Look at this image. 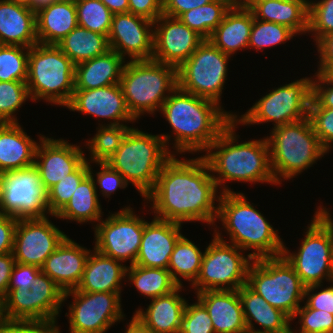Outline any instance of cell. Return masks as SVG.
<instances>
[{
  "instance_id": "obj_41",
  "label": "cell",
  "mask_w": 333,
  "mask_h": 333,
  "mask_svg": "<svg viewBox=\"0 0 333 333\" xmlns=\"http://www.w3.org/2000/svg\"><path fill=\"white\" fill-rule=\"evenodd\" d=\"M89 174V160H86L71 174L66 175L47 191L49 215L56 216L69 202L80 182Z\"/></svg>"
},
{
  "instance_id": "obj_22",
  "label": "cell",
  "mask_w": 333,
  "mask_h": 333,
  "mask_svg": "<svg viewBox=\"0 0 333 333\" xmlns=\"http://www.w3.org/2000/svg\"><path fill=\"white\" fill-rule=\"evenodd\" d=\"M182 224L155 218L144 220L141 246L135 265L167 269L174 246L183 235Z\"/></svg>"
},
{
  "instance_id": "obj_43",
  "label": "cell",
  "mask_w": 333,
  "mask_h": 333,
  "mask_svg": "<svg viewBox=\"0 0 333 333\" xmlns=\"http://www.w3.org/2000/svg\"><path fill=\"white\" fill-rule=\"evenodd\" d=\"M296 33L289 27L273 22H265L254 18L250 34L248 48L264 50L266 47H273L278 44H284L285 41L291 40Z\"/></svg>"
},
{
  "instance_id": "obj_47",
  "label": "cell",
  "mask_w": 333,
  "mask_h": 333,
  "mask_svg": "<svg viewBox=\"0 0 333 333\" xmlns=\"http://www.w3.org/2000/svg\"><path fill=\"white\" fill-rule=\"evenodd\" d=\"M309 32L313 33L316 44L324 36L333 33V0L309 1Z\"/></svg>"
},
{
  "instance_id": "obj_65",
  "label": "cell",
  "mask_w": 333,
  "mask_h": 333,
  "mask_svg": "<svg viewBox=\"0 0 333 333\" xmlns=\"http://www.w3.org/2000/svg\"><path fill=\"white\" fill-rule=\"evenodd\" d=\"M8 1L28 7L32 10V0H8Z\"/></svg>"
},
{
  "instance_id": "obj_4",
  "label": "cell",
  "mask_w": 333,
  "mask_h": 333,
  "mask_svg": "<svg viewBox=\"0 0 333 333\" xmlns=\"http://www.w3.org/2000/svg\"><path fill=\"white\" fill-rule=\"evenodd\" d=\"M217 202V220H221L231 244L243 251L253 250L249 253L253 260L282 255L284 242L278 235V230L273 229L243 193H220Z\"/></svg>"
},
{
  "instance_id": "obj_39",
  "label": "cell",
  "mask_w": 333,
  "mask_h": 333,
  "mask_svg": "<svg viewBox=\"0 0 333 333\" xmlns=\"http://www.w3.org/2000/svg\"><path fill=\"white\" fill-rule=\"evenodd\" d=\"M232 6L233 4L229 0H214L186 11L178 18L204 40H208Z\"/></svg>"
},
{
  "instance_id": "obj_38",
  "label": "cell",
  "mask_w": 333,
  "mask_h": 333,
  "mask_svg": "<svg viewBox=\"0 0 333 333\" xmlns=\"http://www.w3.org/2000/svg\"><path fill=\"white\" fill-rule=\"evenodd\" d=\"M203 254L204 251L201 252L200 248L185 236L182 235L179 238L171 253L167 268L173 280L179 286H183L179 276L191 282L190 285L196 281L200 272Z\"/></svg>"
},
{
  "instance_id": "obj_32",
  "label": "cell",
  "mask_w": 333,
  "mask_h": 333,
  "mask_svg": "<svg viewBox=\"0 0 333 333\" xmlns=\"http://www.w3.org/2000/svg\"><path fill=\"white\" fill-rule=\"evenodd\" d=\"M77 26L75 3L55 1L36 12L38 43L57 45Z\"/></svg>"
},
{
  "instance_id": "obj_27",
  "label": "cell",
  "mask_w": 333,
  "mask_h": 333,
  "mask_svg": "<svg viewBox=\"0 0 333 333\" xmlns=\"http://www.w3.org/2000/svg\"><path fill=\"white\" fill-rule=\"evenodd\" d=\"M37 146L19 123H0V173L34 166Z\"/></svg>"
},
{
  "instance_id": "obj_26",
  "label": "cell",
  "mask_w": 333,
  "mask_h": 333,
  "mask_svg": "<svg viewBox=\"0 0 333 333\" xmlns=\"http://www.w3.org/2000/svg\"><path fill=\"white\" fill-rule=\"evenodd\" d=\"M37 43L36 12L8 0H0V45L30 48Z\"/></svg>"
},
{
  "instance_id": "obj_60",
  "label": "cell",
  "mask_w": 333,
  "mask_h": 333,
  "mask_svg": "<svg viewBox=\"0 0 333 333\" xmlns=\"http://www.w3.org/2000/svg\"><path fill=\"white\" fill-rule=\"evenodd\" d=\"M15 263L16 262L13 253L0 255V300L1 301L7 295L10 276Z\"/></svg>"
},
{
  "instance_id": "obj_46",
  "label": "cell",
  "mask_w": 333,
  "mask_h": 333,
  "mask_svg": "<svg viewBox=\"0 0 333 333\" xmlns=\"http://www.w3.org/2000/svg\"><path fill=\"white\" fill-rule=\"evenodd\" d=\"M3 319L34 321V297L30 289H13L2 300Z\"/></svg>"
},
{
  "instance_id": "obj_9",
  "label": "cell",
  "mask_w": 333,
  "mask_h": 333,
  "mask_svg": "<svg viewBox=\"0 0 333 333\" xmlns=\"http://www.w3.org/2000/svg\"><path fill=\"white\" fill-rule=\"evenodd\" d=\"M316 213V214H315ZM298 251L291 253L283 244L282 256L293 267L305 286L333 284V219L330 211L319 206Z\"/></svg>"
},
{
  "instance_id": "obj_69",
  "label": "cell",
  "mask_w": 333,
  "mask_h": 333,
  "mask_svg": "<svg viewBox=\"0 0 333 333\" xmlns=\"http://www.w3.org/2000/svg\"><path fill=\"white\" fill-rule=\"evenodd\" d=\"M291 328H292V327H291V325H290L289 330H288L287 333H294V332H295V330L293 331V329H291ZM298 333H306V332H303V331L298 330Z\"/></svg>"
},
{
  "instance_id": "obj_10",
  "label": "cell",
  "mask_w": 333,
  "mask_h": 333,
  "mask_svg": "<svg viewBox=\"0 0 333 333\" xmlns=\"http://www.w3.org/2000/svg\"><path fill=\"white\" fill-rule=\"evenodd\" d=\"M247 285L292 321L305 299L306 286L282 255L253 260L248 269Z\"/></svg>"
},
{
  "instance_id": "obj_19",
  "label": "cell",
  "mask_w": 333,
  "mask_h": 333,
  "mask_svg": "<svg viewBox=\"0 0 333 333\" xmlns=\"http://www.w3.org/2000/svg\"><path fill=\"white\" fill-rule=\"evenodd\" d=\"M154 22L145 17L127 13H116L112 16L108 43L123 58L130 61L152 59Z\"/></svg>"
},
{
  "instance_id": "obj_7",
  "label": "cell",
  "mask_w": 333,
  "mask_h": 333,
  "mask_svg": "<svg viewBox=\"0 0 333 333\" xmlns=\"http://www.w3.org/2000/svg\"><path fill=\"white\" fill-rule=\"evenodd\" d=\"M266 138L272 173L279 185L282 178L288 180L296 177L328 153L321 146L309 116L272 128L270 136Z\"/></svg>"
},
{
  "instance_id": "obj_35",
  "label": "cell",
  "mask_w": 333,
  "mask_h": 333,
  "mask_svg": "<svg viewBox=\"0 0 333 333\" xmlns=\"http://www.w3.org/2000/svg\"><path fill=\"white\" fill-rule=\"evenodd\" d=\"M57 46L75 65L110 50L107 36L80 26L75 27Z\"/></svg>"
},
{
  "instance_id": "obj_15",
  "label": "cell",
  "mask_w": 333,
  "mask_h": 333,
  "mask_svg": "<svg viewBox=\"0 0 333 333\" xmlns=\"http://www.w3.org/2000/svg\"><path fill=\"white\" fill-rule=\"evenodd\" d=\"M72 295L69 305L70 333H106L108 328L124 320L121 308V293L83 292L70 290L64 292V301Z\"/></svg>"
},
{
  "instance_id": "obj_28",
  "label": "cell",
  "mask_w": 333,
  "mask_h": 333,
  "mask_svg": "<svg viewBox=\"0 0 333 333\" xmlns=\"http://www.w3.org/2000/svg\"><path fill=\"white\" fill-rule=\"evenodd\" d=\"M182 288L179 286L167 295L150 299L147 309L139 308L134 316L155 333H180L188 302L179 294Z\"/></svg>"
},
{
  "instance_id": "obj_49",
  "label": "cell",
  "mask_w": 333,
  "mask_h": 333,
  "mask_svg": "<svg viewBox=\"0 0 333 333\" xmlns=\"http://www.w3.org/2000/svg\"><path fill=\"white\" fill-rule=\"evenodd\" d=\"M180 333H215L208 311L198 299L186 304Z\"/></svg>"
},
{
  "instance_id": "obj_33",
  "label": "cell",
  "mask_w": 333,
  "mask_h": 333,
  "mask_svg": "<svg viewBox=\"0 0 333 333\" xmlns=\"http://www.w3.org/2000/svg\"><path fill=\"white\" fill-rule=\"evenodd\" d=\"M250 10L256 19L285 25L299 35L308 33L309 0H265Z\"/></svg>"
},
{
  "instance_id": "obj_14",
  "label": "cell",
  "mask_w": 333,
  "mask_h": 333,
  "mask_svg": "<svg viewBox=\"0 0 333 333\" xmlns=\"http://www.w3.org/2000/svg\"><path fill=\"white\" fill-rule=\"evenodd\" d=\"M131 207H124L100 220L93 228L98 252L120 262L135 264L144 231V219L134 214Z\"/></svg>"
},
{
  "instance_id": "obj_13",
  "label": "cell",
  "mask_w": 333,
  "mask_h": 333,
  "mask_svg": "<svg viewBox=\"0 0 333 333\" xmlns=\"http://www.w3.org/2000/svg\"><path fill=\"white\" fill-rule=\"evenodd\" d=\"M229 58L230 55L223 53L209 40H204L177 68L178 88L221 105Z\"/></svg>"
},
{
  "instance_id": "obj_6",
  "label": "cell",
  "mask_w": 333,
  "mask_h": 333,
  "mask_svg": "<svg viewBox=\"0 0 333 333\" xmlns=\"http://www.w3.org/2000/svg\"><path fill=\"white\" fill-rule=\"evenodd\" d=\"M119 85L129 113L137 120L142 114L154 115L160 111L164 101L178 87L177 68L153 59L129 60Z\"/></svg>"
},
{
  "instance_id": "obj_3",
  "label": "cell",
  "mask_w": 333,
  "mask_h": 333,
  "mask_svg": "<svg viewBox=\"0 0 333 333\" xmlns=\"http://www.w3.org/2000/svg\"><path fill=\"white\" fill-rule=\"evenodd\" d=\"M237 125L239 124L233 119L203 155L217 188L220 186L222 190L219 193L234 192L225 187L228 186L225 185L226 181L277 185L271 169L267 138L238 144L239 135L234 130Z\"/></svg>"
},
{
  "instance_id": "obj_66",
  "label": "cell",
  "mask_w": 333,
  "mask_h": 333,
  "mask_svg": "<svg viewBox=\"0 0 333 333\" xmlns=\"http://www.w3.org/2000/svg\"><path fill=\"white\" fill-rule=\"evenodd\" d=\"M3 188H4V174L0 173V213H1V204L3 199Z\"/></svg>"
},
{
  "instance_id": "obj_44",
  "label": "cell",
  "mask_w": 333,
  "mask_h": 333,
  "mask_svg": "<svg viewBox=\"0 0 333 333\" xmlns=\"http://www.w3.org/2000/svg\"><path fill=\"white\" fill-rule=\"evenodd\" d=\"M29 48L0 45V82H26Z\"/></svg>"
},
{
  "instance_id": "obj_29",
  "label": "cell",
  "mask_w": 333,
  "mask_h": 333,
  "mask_svg": "<svg viewBox=\"0 0 333 333\" xmlns=\"http://www.w3.org/2000/svg\"><path fill=\"white\" fill-rule=\"evenodd\" d=\"M247 330L253 333H287L292 319L281 310L272 307L247 284L239 290ZM253 321L263 329H256Z\"/></svg>"
},
{
  "instance_id": "obj_70",
  "label": "cell",
  "mask_w": 333,
  "mask_h": 333,
  "mask_svg": "<svg viewBox=\"0 0 333 333\" xmlns=\"http://www.w3.org/2000/svg\"><path fill=\"white\" fill-rule=\"evenodd\" d=\"M232 4L236 1V0H229Z\"/></svg>"
},
{
  "instance_id": "obj_2",
  "label": "cell",
  "mask_w": 333,
  "mask_h": 333,
  "mask_svg": "<svg viewBox=\"0 0 333 333\" xmlns=\"http://www.w3.org/2000/svg\"><path fill=\"white\" fill-rule=\"evenodd\" d=\"M160 111L171 125L175 135L173 147L179 154L206 152L236 116L215 101L184 92L178 87L164 101Z\"/></svg>"
},
{
  "instance_id": "obj_42",
  "label": "cell",
  "mask_w": 333,
  "mask_h": 333,
  "mask_svg": "<svg viewBox=\"0 0 333 333\" xmlns=\"http://www.w3.org/2000/svg\"><path fill=\"white\" fill-rule=\"evenodd\" d=\"M75 6L78 26L108 37L113 13L100 0H80Z\"/></svg>"
},
{
  "instance_id": "obj_23",
  "label": "cell",
  "mask_w": 333,
  "mask_h": 333,
  "mask_svg": "<svg viewBox=\"0 0 333 333\" xmlns=\"http://www.w3.org/2000/svg\"><path fill=\"white\" fill-rule=\"evenodd\" d=\"M66 236L47 258L41 271L62 290H74L80 284L90 252Z\"/></svg>"
},
{
  "instance_id": "obj_8",
  "label": "cell",
  "mask_w": 333,
  "mask_h": 333,
  "mask_svg": "<svg viewBox=\"0 0 333 333\" xmlns=\"http://www.w3.org/2000/svg\"><path fill=\"white\" fill-rule=\"evenodd\" d=\"M26 84L30 100L67 106L75 90V64L57 45L29 48Z\"/></svg>"
},
{
  "instance_id": "obj_31",
  "label": "cell",
  "mask_w": 333,
  "mask_h": 333,
  "mask_svg": "<svg viewBox=\"0 0 333 333\" xmlns=\"http://www.w3.org/2000/svg\"><path fill=\"white\" fill-rule=\"evenodd\" d=\"M252 25L250 9L232 6L208 40L223 53L233 56L238 50L248 48Z\"/></svg>"
},
{
  "instance_id": "obj_37",
  "label": "cell",
  "mask_w": 333,
  "mask_h": 333,
  "mask_svg": "<svg viewBox=\"0 0 333 333\" xmlns=\"http://www.w3.org/2000/svg\"><path fill=\"white\" fill-rule=\"evenodd\" d=\"M126 276L138 292L149 299L167 295L179 287L168 269L149 268L134 264L127 267Z\"/></svg>"
},
{
  "instance_id": "obj_1",
  "label": "cell",
  "mask_w": 333,
  "mask_h": 333,
  "mask_svg": "<svg viewBox=\"0 0 333 333\" xmlns=\"http://www.w3.org/2000/svg\"><path fill=\"white\" fill-rule=\"evenodd\" d=\"M217 190L203 156L179 160L173 155L144 200L152 202L150 209L155 218L179 224L201 221L213 226L218 215Z\"/></svg>"
},
{
  "instance_id": "obj_57",
  "label": "cell",
  "mask_w": 333,
  "mask_h": 333,
  "mask_svg": "<svg viewBox=\"0 0 333 333\" xmlns=\"http://www.w3.org/2000/svg\"><path fill=\"white\" fill-rule=\"evenodd\" d=\"M17 222V217L0 213V255L12 253Z\"/></svg>"
},
{
  "instance_id": "obj_34",
  "label": "cell",
  "mask_w": 333,
  "mask_h": 333,
  "mask_svg": "<svg viewBox=\"0 0 333 333\" xmlns=\"http://www.w3.org/2000/svg\"><path fill=\"white\" fill-rule=\"evenodd\" d=\"M97 192L93 177L88 174L80 182L66 206L55 217L78 223L99 222L103 212Z\"/></svg>"
},
{
  "instance_id": "obj_5",
  "label": "cell",
  "mask_w": 333,
  "mask_h": 333,
  "mask_svg": "<svg viewBox=\"0 0 333 333\" xmlns=\"http://www.w3.org/2000/svg\"><path fill=\"white\" fill-rule=\"evenodd\" d=\"M171 135H152L131 128L115 154L106 162L146 197L154 188L164 164L175 153L169 150ZM168 142V143H167Z\"/></svg>"
},
{
  "instance_id": "obj_56",
  "label": "cell",
  "mask_w": 333,
  "mask_h": 333,
  "mask_svg": "<svg viewBox=\"0 0 333 333\" xmlns=\"http://www.w3.org/2000/svg\"><path fill=\"white\" fill-rule=\"evenodd\" d=\"M129 12L153 22L163 14V0H128Z\"/></svg>"
},
{
  "instance_id": "obj_11",
  "label": "cell",
  "mask_w": 333,
  "mask_h": 333,
  "mask_svg": "<svg viewBox=\"0 0 333 333\" xmlns=\"http://www.w3.org/2000/svg\"><path fill=\"white\" fill-rule=\"evenodd\" d=\"M213 240L204 251L199 275L191 285L195 293L206 290H239L247 284L253 258L242 249L226 242L214 229ZM240 252V253H239Z\"/></svg>"
},
{
  "instance_id": "obj_52",
  "label": "cell",
  "mask_w": 333,
  "mask_h": 333,
  "mask_svg": "<svg viewBox=\"0 0 333 333\" xmlns=\"http://www.w3.org/2000/svg\"><path fill=\"white\" fill-rule=\"evenodd\" d=\"M97 164L98 166L100 165V171L94 174L89 163V174L93 177L94 182H96V187L97 184H99L100 192L103 194L102 196L109 198L111 194L115 193L119 188L124 189L128 186L124 177L108 163L100 162ZM93 175H96V179H94Z\"/></svg>"
},
{
  "instance_id": "obj_54",
  "label": "cell",
  "mask_w": 333,
  "mask_h": 333,
  "mask_svg": "<svg viewBox=\"0 0 333 333\" xmlns=\"http://www.w3.org/2000/svg\"><path fill=\"white\" fill-rule=\"evenodd\" d=\"M321 287L322 284L306 286L304 295L305 302L312 309L324 310V312H329L333 315V285L331 284L330 287L328 286L317 292ZM314 291L316 293H314Z\"/></svg>"
},
{
  "instance_id": "obj_21",
  "label": "cell",
  "mask_w": 333,
  "mask_h": 333,
  "mask_svg": "<svg viewBox=\"0 0 333 333\" xmlns=\"http://www.w3.org/2000/svg\"><path fill=\"white\" fill-rule=\"evenodd\" d=\"M66 108L70 111L113 121L105 124V126L124 125L123 122H136L127 109L119 84L90 90H74L72 99Z\"/></svg>"
},
{
  "instance_id": "obj_25",
  "label": "cell",
  "mask_w": 333,
  "mask_h": 333,
  "mask_svg": "<svg viewBox=\"0 0 333 333\" xmlns=\"http://www.w3.org/2000/svg\"><path fill=\"white\" fill-rule=\"evenodd\" d=\"M127 267L94 249L88 256L82 280L75 290L121 293L122 279H127Z\"/></svg>"
},
{
  "instance_id": "obj_20",
  "label": "cell",
  "mask_w": 333,
  "mask_h": 333,
  "mask_svg": "<svg viewBox=\"0 0 333 333\" xmlns=\"http://www.w3.org/2000/svg\"><path fill=\"white\" fill-rule=\"evenodd\" d=\"M34 167L39 172L40 183L47 192L66 175L74 172L85 160L84 151L67 140L39 136Z\"/></svg>"
},
{
  "instance_id": "obj_40",
  "label": "cell",
  "mask_w": 333,
  "mask_h": 333,
  "mask_svg": "<svg viewBox=\"0 0 333 333\" xmlns=\"http://www.w3.org/2000/svg\"><path fill=\"white\" fill-rule=\"evenodd\" d=\"M97 133L87 140L90 151V163L107 162L120 147L124 137L132 128L125 125L105 126L99 124ZM100 127V128H99Z\"/></svg>"
},
{
  "instance_id": "obj_12",
  "label": "cell",
  "mask_w": 333,
  "mask_h": 333,
  "mask_svg": "<svg viewBox=\"0 0 333 333\" xmlns=\"http://www.w3.org/2000/svg\"><path fill=\"white\" fill-rule=\"evenodd\" d=\"M311 96L312 79L301 78L274 88L256 101L241 117L236 115L234 120L242 125L274 122L273 128H277L308 117Z\"/></svg>"
},
{
  "instance_id": "obj_16",
  "label": "cell",
  "mask_w": 333,
  "mask_h": 333,
  "mask_svg": "<svg viewBox=\"0 0 333 333\" xmlns=\"http://www.w3.org/2000/svg\"><path fill=\"white\" fill-rule=\"evenodd\" d=\"M1 213L17 218L46 217L49 214L47 192L34 166L4 174Z\"/></svg>"
},
{
  "instance_id": "obj_30",
  "label": "cell",
  "mask_w": 333,
  "mask_h": 333,
  "mask_svg": "<svg viewBox=\"0 0 333 333\" xmlns=\"http://www.w3.org/2000/svg\"><path fill=\"white\" fill-rule=\"evenodd\" d=\"M126 59L114 50L75 65V90L119 84Z\"/></svg>"
},
{
  "instance_id": "obj_63",
  "label": "cell",
  "mask_w": 333,
  "mask_h": 333,
  "mask_svg": "<svg viewBox=\"0 0 333 333\" xmlns=\"http://www.w3.org/2000/svg\"><path fill=\"white\" fill-rule=\"evenodd\" d=\"M265 0H236L233 3V6L244 8V9H251L256 3L262 2Z\"/></svg>"
},
{
  "instance_id": "obj_64",
  "label": "cell",
  "mask_w": 333,
  "mask_h": 333,
  "mask_svg": "<svg viewBox=\"0 0 333 333\" xmlns=\"http://www.w3.org/2000/svg\"><path fill=\"white\" fill-rule=\"evenodd\" d=\"M56 0H32V11L37 12L43 7L50 5Z\"/></svg>"
},
{
  "instance_id": "obj_55",
  "label": "cell",
  "mask_w": 333,
  "mask_h": 333,
  "mask_svg": "<svg viewBox=\"0 0 333 333\" xmlns=\"http://www.w3.org/2000/svg\"><path fill=\"white\" fill-rule=\"evenodd\" d=\"M41 269L16 262L10 276L7 294L13 289H30Z\"/></svg>"
},
{
  "instance_id": "obj_18",
  "label": "cell",
  "mask_w": 333,
  "mask_h": 333,
  "mask_svg": "<svg viewBox=\"0 0 333 333\" xmlns=\"http://www.w3.org/2000/svg\"><path fill=\"white\" fill-rule=\"evenodd\" d=\"M203 41L179 18L162 14L154 21L152 59L178 68Z\"/></svg>"
},
{
  "instance_id": "obj_61",
  "label": "cell",
  "mask_w": 333,
  "mask_h": 333,
  "mask_svg": "<svg viewBox=\"0 0 333 333\" xmlns=\"http://www.w3.org/2000/svg\"><path fill=\"white\" fill-rule=\"evenodd\" d=\"M113 14L129 12L128 0H100Z\"/></svg>"
},
{
  "instance_id": "obj_50",
  "label": "cell",
  "mask_w": 333,
  "mask_h": 333,
  "mask_svg": "<svg viewBox=\"0 0 333 333\" xmlns=\"http://www.w3.org/2000/svg\"><path fill=\"white\" fill-rule=\"evenodd\" d=\"M309 118L321 146L329 152L333 147V109L309 108Z\"/></svg>"
},
{
  "instance_id": "obj_53",
  "label": "cell",
  "mask_w": 333,
  "mask_h": 333,
  "mask_svg": "<svg viewBox=\"0 0 333 333\" xmlns=\"http://www.w3.org/2000/svg\"><path fill=\"white\" fill-rule=\"evenodd\" d=\"M0 333H60V329L59 326L38 321L3 319Z\"/></svg>"
},
{
  "instance_id": "obj_48",
  "label": "cell",
  "mask_w": 333,
  "mask_h": 333,
  "mask_svg": "<svg viewBox=\"0 0 333 333\" xmlns=\"http://www.w3.org/2000/svg\"><path fill=\"white\" fill-rule=\"evenodd\" d=\"M299 317L300 331L306 333H331L333 315L324 310L310 308L306 303L300 306L293 318Z\"/></svg>"
},
{
  "instance_id": "obj_58",
  "label": "cell",
  "mask_w": 333,
  "mask_h": 333,
  "mask_svg": "<svg viewBox=\"0 0 333 333\" xmlns=\"http://www.w3.org/2000/svg\"><path fill=\"white\" fill-rule=\"evenodd\" d=\"M318 72L333 73V33L324 36L317 44Z\"/></svg>"
},
{
  "instance_id": "obj_24",
  "label": "cell",
  "mask_w": 333,
  "mask_h": 333,
  "mask_svg": "<svg viewBox=\"0 0 333 333\" xmlns=\"http://www.w3.org/2000/svg\"><path fill=\"white\" fill-rule=\"evenodd\" d=\"M196 295L208 311L215 333L248 331L238 290H206Z\"/></svg>"
},
{
  "instance_id": "obj_51",
  "label": "cell",
  "mask_w": 333,
  "mask_h": 333,
  "mask_svg": "<svg viewBox=\"0 0 333 333\" xmlns=\"http://www.w3.org/2000/svg\"><path fill=\"white\" fill-rule=\"evenodd\" d=\"M313 77L309 108L333 109V73L316 72Z\"/></svg>"
},
{
  "instance_id": "obj_68",
  "label": "cell",
  "mask_w": 333,
  "mask_h": 333,
  "mask_svg": "<svg viewBox=\"0 0 333 333\" xmlns=\"http://www.w3.org/2000/svg\"><path fill=\"white\" fill-rule=\"evenodd\" d=\"M56 1H63V2H72V3H77L79 2L80 0H56Z\"/></svg>"
},
{
  "instance_id": "obj_62",
  "label": "cell",
  "mask_w": 333,
  "mask_h": 333,
  "mask_svg": "<svg viewBox=\"0 0 333 333\" xmlns=\"http://www.w3.org/2000/svg\"><path fill=\"white\" fill-rule=\"evenodd\" d=\"M125 333H155L151 329H149L146 325H144L139 319H137L134 315L129 324H127Z\"/></svg>"
},
{
  "instance_id": "obj_59",
  "label": "cell",
  "mask_w": 333,
  "mask_h": 333,
  "mask_svg": "<svg viewBox=\"0 0 333 333\" xmlns=\"http://www.w3.org/2000/svg\"><path fill=\"white\" fill-rule=\"evenodd\" d=\"M214 0H163V14L178 18L182 13Z\"/></svg>"
},
{
  "instance_id": "obj_67",
  "label": "cell",
  "mask_w": 333,
  "mask_h": 333,
  "mask_svg": "<svg viewBox=\"0 0 333 333\" xmlns=\"http://www.w3.org/2000/svg\"><path fill=\"white\" fill-rule=\"evenodd\" d=\"M3 320V315H2V301L0 300V322Z\"/></svg>"
},
{
  "instance_id": "obj_36",
  "label": "cell",
  "mask_w": 333,
  "mask_h": 333,
  "mask_svg": "<svg viewBox=\"0 0 333 333\" xmlns=\"http://www.w3.org/2000/svg\"><path fill=\"white\" fill-rule=\"evenodd\" d=\"M30 291L34 297V321L57 326V317L64 303L63 290L41 271L30 286Z\"/></svg>"
},
{
  "instance_id": "obj_45",
  "label": "cell",
  "mask_w": 333,
  "mask_h": 333,
  "mask_svg": "<svg viewBox=\"0 0 333 333\" xmlns=\"http://www.w3.org/2000/svg\"><path fill=\"white\" fill-rule=\"evenodd\" d=\"M28 98L26 82H0V123H18L14 114Z\"/></svg>"
},
{
  "instance_id": "obj_17",
  "label": "cell",
  "mask_w": 333,
  "mask_h": 333,
  "mask_svg": "<svg viewBox=\"0 0 333 333\" xmlns=\"http://www.w3.org/2000/svg\"><path fill=\"white\" fill-rule=\"evenodd\" d=\"M47 217L18 218L12 251L15 262L41 269L67 236Z\"/></svg>"
}]
</instances>
